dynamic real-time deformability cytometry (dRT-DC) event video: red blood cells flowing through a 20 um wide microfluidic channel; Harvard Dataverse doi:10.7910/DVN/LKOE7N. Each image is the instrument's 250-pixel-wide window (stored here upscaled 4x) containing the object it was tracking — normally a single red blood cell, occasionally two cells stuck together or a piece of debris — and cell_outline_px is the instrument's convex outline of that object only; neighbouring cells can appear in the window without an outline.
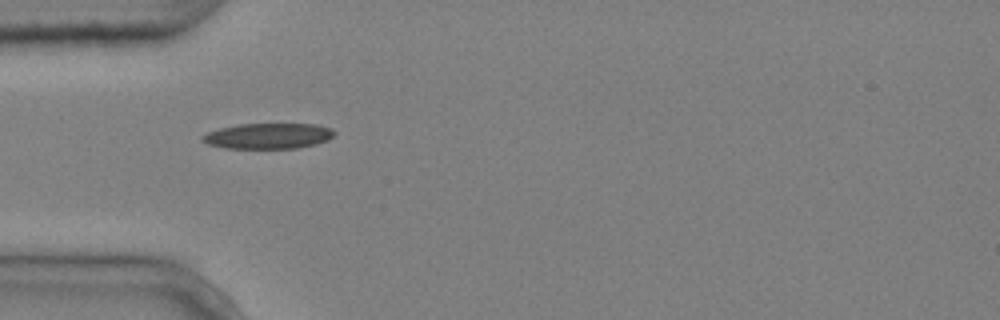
{"species": "common noctule bat (a hibernating species)", "species_latin": "Nyctalus noctula", "temperature_condition": "cold", "stored_images_in_passage": 9, "camera_frame_rate_fps": 3000, "um_per_image_px": 0.085, "animal": {"sex": "male", "body_mass_g": 20.4}, "frame": {"image": 1, "passage_image": 1, "time_ms": 0.0, "image_size_px": [1000, 320], "cell_outline_px": [[336, 132], [328, 140], [316, 144], [296, 148], [224, 148], [208, 144], [200, 140], [200, 136], [208, 132], [220, 128], [240, 124], [316, 124], [332, 128]], "centroid_in_image_um": [22.79, 11.55], "position_along_channel_um": 62.2, "area_um2": 19.71}}
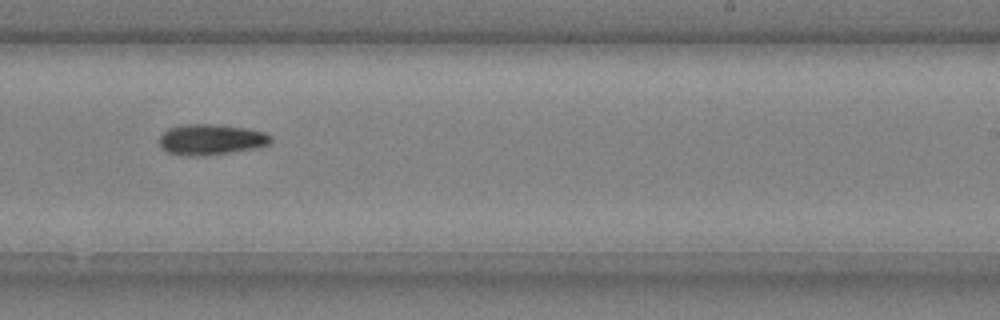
{"frame": {"image": 2, "passage_image": 6, "time_ms": 1.667, "image_size_px": [1000, 320], "cell_outline_px": [[272, 140], [268, 144], [260, 148], [204, 156], [184, 156], [168, 152], [160, 144], [160, 136], [168, 128], [188, 124], [216, 124], [248, 128], [264, 132], [272, 136]], "centroid_in_image_um": [17.99, 11.86], "position_along_channel_um": 271.0, "area_um2": 20.11}}
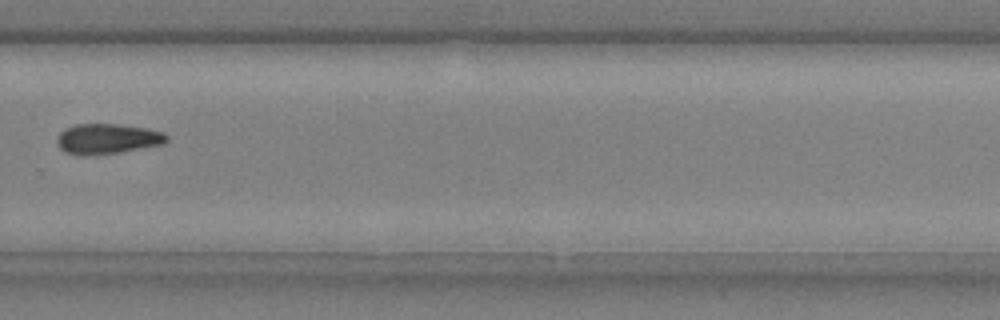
{"frame": {"image": 3, "passage_image": 7, "time_ms": 2.0, "image_size_px": [1000, 320], "cell_outline_px": [[168, 140], [164, 144], [120, 152], [84, 156], [76, 156], [64, 152], [56, 144], [56, 136], [64, 128], [76, 124], [116, 124], [148, 128], [164, 132], [168, 136]], "centroid_in_image_um": [9.09, 11.8], "position_along_channel_um": 320.7, "area_um2": 19.71}}